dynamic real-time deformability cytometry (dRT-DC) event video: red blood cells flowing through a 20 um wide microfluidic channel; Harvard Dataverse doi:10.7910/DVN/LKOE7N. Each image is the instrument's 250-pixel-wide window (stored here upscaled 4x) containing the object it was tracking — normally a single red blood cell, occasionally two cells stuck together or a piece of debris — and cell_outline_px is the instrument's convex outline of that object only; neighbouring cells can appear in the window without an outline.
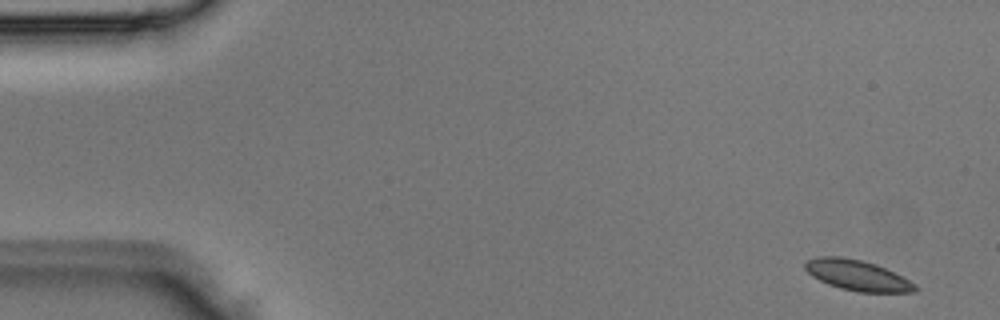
{"species": "Egyptian fruit bat (a non-hibernating species)", "species_latin": "Rousettus aegyptiacus", "temperature_condition": "room temperature", "stored_images_in_passage": 4, "camera_frame_rate_fps": 3000, "um_per_image_px": 0.085, "animal": {"sex": "male"}, "frame": {"image": 1, "passage_image": 1, "time_ms": 0.0, "image_size_px": [1000, 320], "cell_outline_px": [[920, 288], [916, 292], [856, 292], [840, 288], [828, 284], [812, 276], [804, 268], [804, 264], [808, 260], [816, 256], [840, 256], [860, 260], [876, 264], [916, 284]], "centroid_in_image_um": [72.86, 23.4], "position_along_channel_um": 12.1, "area_um2": 19.48}}
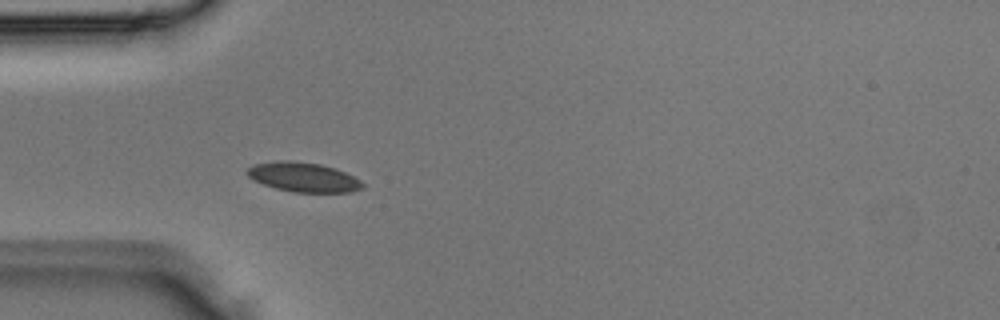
{"frame": {"image": 2, "passage_image": 4, "time_ms": 1.0, "image_size_px": [1000, 320], "cell_outline_px": [[364, 188], [352, 192], [292, 192], [276, 188], [252, 180], [244, 172], [248, 168], [256, 164], [280, 160], [288, 160], [320, 164], [344, 172], [360, 180], [364, 184]], "centroid_in_image_um": [25.77, 15.06], "position_along_channel_um": 59.2, "area_um2": 19.71}}